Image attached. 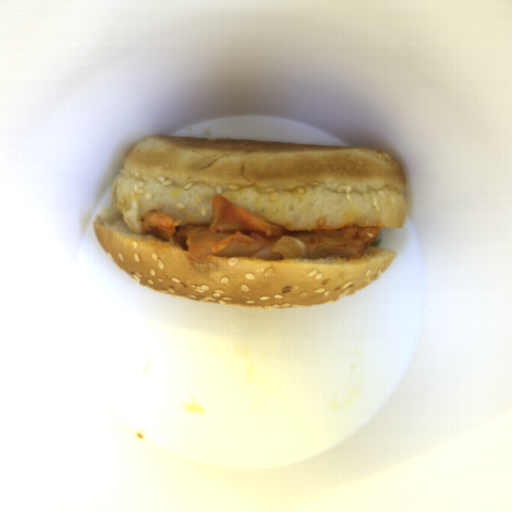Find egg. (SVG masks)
Instances as JSON below:
<instances>
[{
  "instance_id": "egg-1",
  "label": "egg",
  "mask_w": 512,
  "mask_h": 512,
  "mask_svg": "<svg viewBox=\"0 0 512 512\" xmlns=\"http://www.w3.org/2000/svg\"><path fill=\"white\" fill-rule=\"evenodd\" d=\"M122 220L132 234L145 235L142 233L143 223L139 216V201L136 191L131 195V205L128 210L123 213Z\"/></svg>"
}]
</instances>
